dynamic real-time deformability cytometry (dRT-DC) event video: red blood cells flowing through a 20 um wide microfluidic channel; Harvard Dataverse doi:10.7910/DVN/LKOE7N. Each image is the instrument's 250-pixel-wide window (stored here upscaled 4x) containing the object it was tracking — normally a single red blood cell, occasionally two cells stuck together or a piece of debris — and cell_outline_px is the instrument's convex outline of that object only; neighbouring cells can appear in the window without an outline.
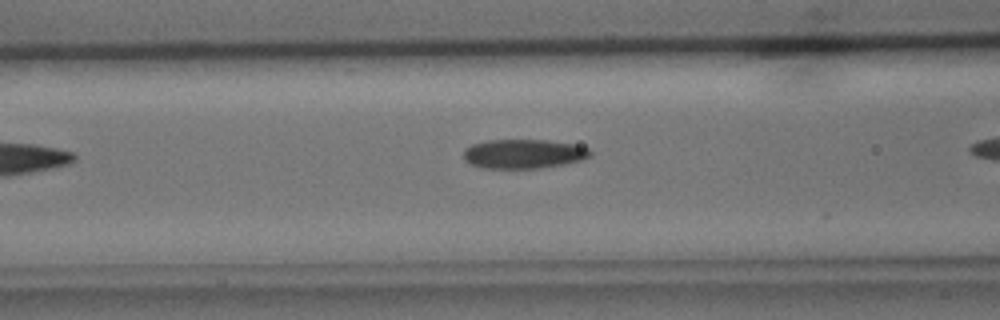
{"species": "common noctule bat (a hibernating species)", "species_latin": "Nyctalus noctula", "temperature_condition": "cold", "stored_images_in_passage": 5, "camera_frame_rate_fps": 3000, "um_per_image_px": 0.085, "animal": {"sex": "male", "body_mass_g": 15.6}, "frame": {"image": 1, "passage_image": 4, "time_ms": 3.333, "image_size_px": [1000, 320], "cell_outline_px": [[592, 156], [580, 160], [564, 164], [540, 168], [484, 168], [472, 164], [464, 160], [464, 148], [472, 144], [488, 140], [548, 140], [576, 144], [588, 148], [592, 152]], "centroid_in_image_um": [44.52, 13.07], "position_along_channel_um": 122.1, "area_um2": 21.68}}